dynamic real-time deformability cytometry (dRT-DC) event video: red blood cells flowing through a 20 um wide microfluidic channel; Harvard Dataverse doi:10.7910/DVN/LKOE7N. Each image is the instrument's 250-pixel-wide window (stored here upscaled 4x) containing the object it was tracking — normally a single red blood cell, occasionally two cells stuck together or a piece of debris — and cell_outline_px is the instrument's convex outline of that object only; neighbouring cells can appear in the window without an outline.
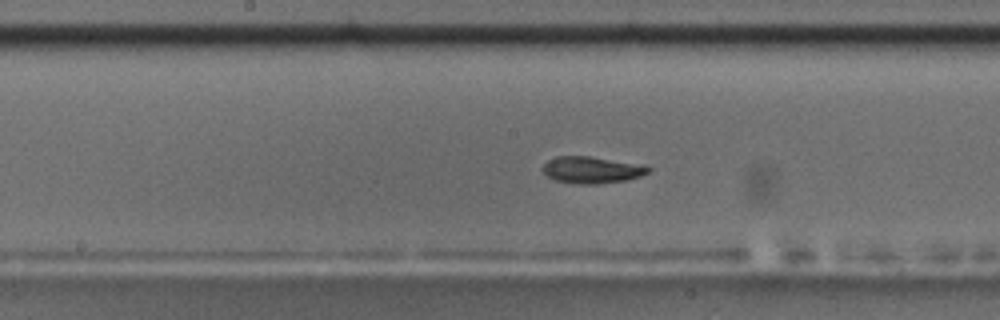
{"species": "common noctule bat (a hibernating species)", "species_latin": "Nyctalus noctula", "temperature_condition": "room temperature", "stored_images_in_passage": 51, "camera_frame_rate_fps": 3000, "um_per_image_px": 0.085, "animal": {"sex": "male", "body_mass_g": 17.5, "forearm_length_mm": 52.3}, "frame": {"image": 1, "passage_image": 24, "time_ms": 7.667, "image_size_px": [1000, 320], "cell_outline_px": [[652, 168], [648, 172], [640, 176], [628, 180], [596, 184], [580, 184], [556, 180], [548, 176], [544, 172], [544, 164], [548, 160], [556, 156], [592, 156], [644, 164]], "centroid_in_image_um": [50.36, 14.43], "position_along_channel_um": 197.8, "area_um2": 16.53}}
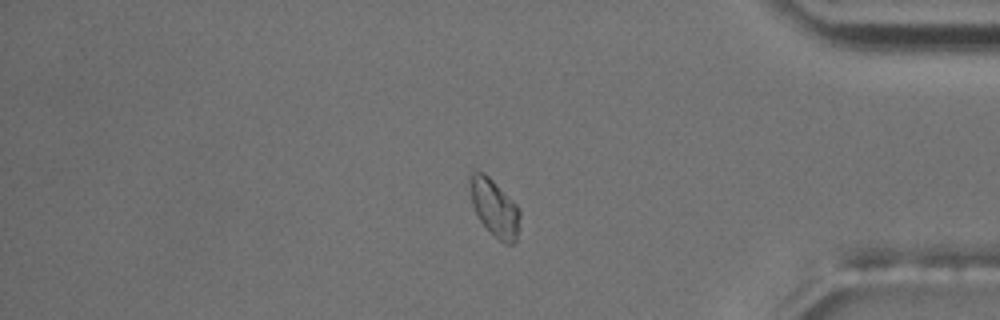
{"frame": {"image": 2, "passage_image": 42, "time_ms": 13.667, "image_size_px": [1000, 320], "cell_outline_px": [[520, 228], [516, 240], [512, 244], [504, 244], [480, 220], [472, 204], [468, 180], [468, 172], [472, 168], [484, 172], [516, 204], [520, 212]], "centroid_in_image_um": [42.01, 17.6], "position_along_channel_um": 393.2, "area_um2": 16.76}}
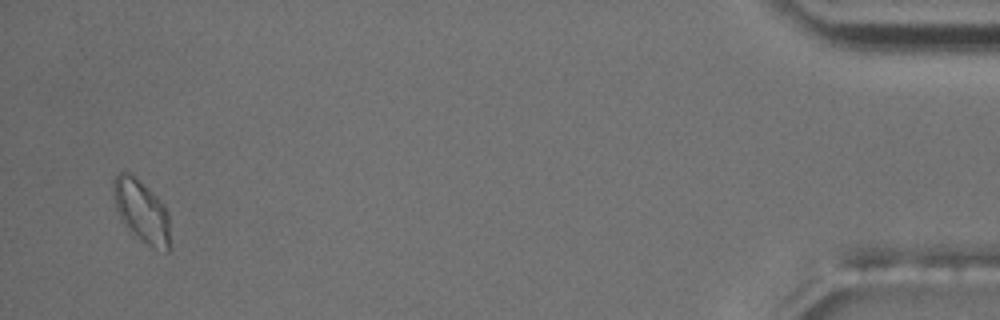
{"frame": {"image": 3, "passage_image": 49, "time_ms": 16.0, "image_size_px": [1000, 320], "cell_outline_px": [[168, 252], [152, 248], [132, 236], [120, 220], [116, 208], [112, 192], [112, 180], [120, 172], [132, 172], [164, 204], [168, 212]], "centroid_in_image_um": [11.98, 17.94], "position_along_channel_um": 423.2, "area_um2": 21.04}, "authors_computed_cell_mechanics": {"area_um2": 16.1262, "velocity_mm_per_s": 3.6768, "shape_relaxation_time_tau1_ms": 2.5279, "shape_relaxation_time_tau2_ms": 0.5383, "deformation_change_tau1": 0.1488, "deformation_change_tau2": 0.0451}}